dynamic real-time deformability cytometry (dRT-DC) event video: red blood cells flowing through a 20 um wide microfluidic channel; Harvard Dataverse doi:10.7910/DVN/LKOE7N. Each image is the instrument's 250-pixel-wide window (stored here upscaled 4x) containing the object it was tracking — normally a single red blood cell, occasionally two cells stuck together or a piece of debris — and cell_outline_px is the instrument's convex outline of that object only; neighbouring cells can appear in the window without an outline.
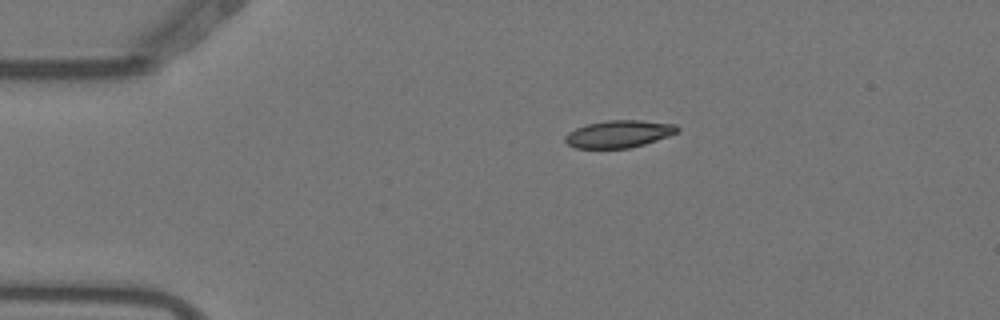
{"species": "Egyptian fruit bat (a non-hibernating species)", "species_latin": "Rousettus aegyptiacus", "temperature_condition": "warm", "stored_images_in_passage": 3, "camera_frame_rate_fps": 3000, "um_per_image_px": 0.085, "animal": {"sex": "female"}, "frame": {"image": 1, "passage_image": 1, "time_ms": 0.0, "image_size_px": [1000, 320], "cell_outline_px": [[680, 128], [676, 132], [668, 136], [644, 144], [628, 148], [576, 148], [568, 144], [564, 140], [564, 136], [568, 132], [576, 128], [588, 124], [608, 120], [640, 120], [676, 124]], "centroid_in_image_um": [52.59, 11.38], "position_along_channel_um": 32.4, "area_um2": 17.74}}
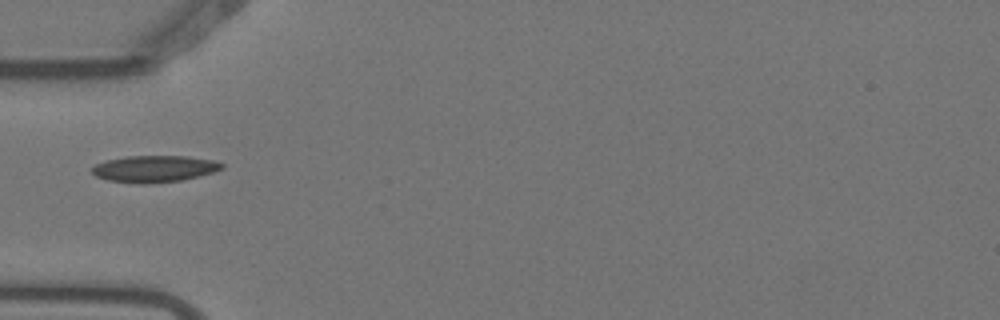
{"frame": {"image": 2, "passage_image": 3, "time_ms": 0.667, "image_size_px": [1000, 320], "cell_outline_px": [[224, 168], [212, 172], [180, 180], [144, 184], [140, 184], [108, 180], [96, 176], [92, 172], [92, 168], [96, 164], [108, 160], [128, 156], [188, 156], [212, 160], [224, 164]], "centroid_in_image_um": [13.11, 14.34], "position_along_channel_um": 71.9, "area_um2": 19.88}}